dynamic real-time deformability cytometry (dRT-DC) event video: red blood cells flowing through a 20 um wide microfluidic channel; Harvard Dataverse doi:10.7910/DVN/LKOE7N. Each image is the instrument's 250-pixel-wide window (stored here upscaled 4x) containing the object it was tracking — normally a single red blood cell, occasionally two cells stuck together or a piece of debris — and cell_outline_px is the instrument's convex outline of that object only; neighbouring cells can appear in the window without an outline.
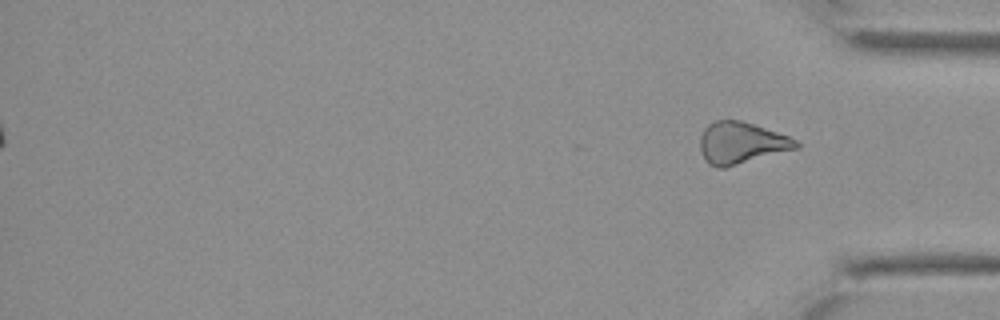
{"species": "Egyptian fruit bat (a non-hibernating species)", "species_latin": "Rousettus aegyptiacus", "temperature_condition": "cold", "stored_images_in_passage": 36, "segment_of_instrument_passage": [2, 2], "camera_frame_rate_fps": 3000, "um_per_image_px": 0.085, "animal": {"sex": "female"}, "frame": {"image": 1, "passage_image": 36, "time_ms": 11.667, "image_size_px": [1000, 320], "cell_outline_px": [[800, 148], [724, 168], [716, 168], [708, 164], [704, 160], [700, 152], [700, 136], [704, 128], [708, 124], [716, 120], [744, 120], [788, 136], [796, 140], [800, 144]], "centroid_in_image_um": [62.99, 12.15], "position_along_channel_um": 372.2, "area_um2": 23.7}}